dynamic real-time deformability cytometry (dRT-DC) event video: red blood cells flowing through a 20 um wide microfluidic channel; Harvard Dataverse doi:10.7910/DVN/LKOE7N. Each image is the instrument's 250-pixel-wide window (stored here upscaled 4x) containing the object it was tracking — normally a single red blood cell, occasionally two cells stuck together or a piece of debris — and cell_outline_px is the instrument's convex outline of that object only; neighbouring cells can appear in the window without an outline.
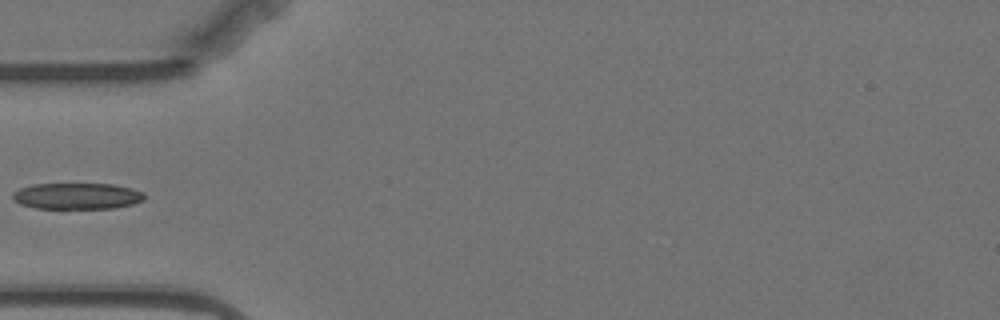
{"species": "Egyptian fruit bat (a non-hibernating species)", "species_latin": "Rousettus aegyptiacus", "temperature_condition": "warm", "stored_images_in_passage": 5, "camera_frame_rate_fps": 3000, "um_per_image_px": 0.085, "animal": {"sex": "female"}, "frame": {"image": 1, "passage_image": 5, "time_ms": 5.333, "image_size_px": [1000, 320], "cell_outline_px": [[144, 200], [132, 204], [116, 208], [36, 208], [20, 204], [12, 200], [12, 192], [20, 188], [32, 184], [116, 184], [132, 188], [144, 192]], "centroid_in_image_um": [6.54, 16.66], "position_along_channel_um": 78.5, "area_um2": 20.29}}